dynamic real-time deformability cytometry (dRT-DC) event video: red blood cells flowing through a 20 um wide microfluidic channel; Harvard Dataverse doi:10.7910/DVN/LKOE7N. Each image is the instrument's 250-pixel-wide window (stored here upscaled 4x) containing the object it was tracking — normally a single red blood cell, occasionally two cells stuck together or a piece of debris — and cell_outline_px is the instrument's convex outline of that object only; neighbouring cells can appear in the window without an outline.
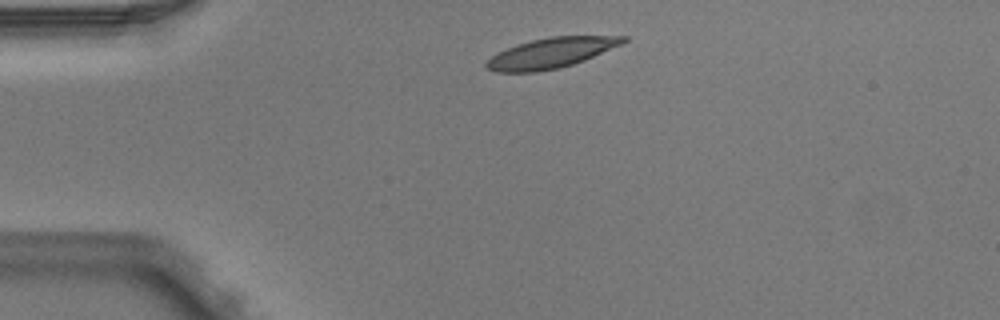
{"species": "Egyptian fruit bat (a non-hibernating species)", "species_latin": "Rousettus aegyptiacus", "temperature_condition": "warm", "stored_images_in_passage": 2, "camera_frame_rate_fps": 3000, "um_per_image_px": 0.085, "animal": {"sex": "male"}, "frame": {"image": 1, "passage_image": 1, "time_ms": 0.0, "image_size_px": [1000, 320], "cell_outline_px": [[628, 40], [624, 44], [584, 60], [560, 68], [536, 72], [496, 72], [484, 68], [484, 64], [492, 56], [516, 44], [548, 36], [628, 36]], "centroid_in_image_um": [46.86, 4.5], "position_along_channel_um": 38.1, "area_um2": 24.16}}